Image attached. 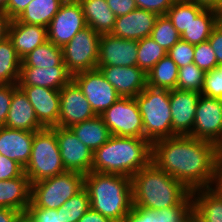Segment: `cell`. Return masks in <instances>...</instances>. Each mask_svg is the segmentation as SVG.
Wrapping results in <instances>:
<instances>
[{
	"mask_svg": "<svg viewBox=\"0 0 222 222\" xmlns=\"http://www.w3.org/2000/svg\"><path fill=\"white\" fill-rule=\"evenodd\" d=\"M167 55L179 68L193 63L194 45L180 39L168 52Z\"/></svg>",
	"mask_w": 222,
	"mask_h": 222,
	"instance_id": "60d3db41",
	"label": "cell"
},
{
	"mask_svg": "<svg viewBox=\"0 0 222 222\" xmlns=\"http://www.w3.org/2000/svg\"><path fill=\"white\" fill-rule=\"evenodd\" d=\"M133 206L159 210L182 204L191 191L152 161L131 177Z\"/></svg>",
	"mask_w": 222,
	"mask_h": 222,
	"instance_id": "7a4b0ae2",
	"label": "cell"
},
{
	"mask_svg": "<svg viewBox=\"0 0 222 222\" xmlns=\"http://www.w3.org/2000/svg\"><path fill=\"white\" fill-rule=\"evenodd\" d=\"M10 22V17L6 13L0 11V42L8 37Z\"/></svg>",
	"mask_w": 222,
	"mask_h": 222,
	"instance_id": "db71d44e",
	"label": "cell"
},
{
	"mask_svg": "<svg viewBox=\"0 0 222 222\" xmlns=\"http://www.w3.org/2000/svg\"><path fill=\"white\" fill-rule=\"evenodd\" d=\"M31 184L23 173L20 177L0 180V208H11L22 212L30 204Z\"/></svg>",
	"mask_w": 222,
	"mask_h": 222,
	"instance_id": "cb8c5ba5",
	"label": "cell"
},
{
	"mask_svg": "<svg viewBox=\"0 0 222 222\" xmlns=\"http://www.w3.org/2000/svg\"><path fill=\"white\" fill-rule=\"evenodd\" d=\"M77 222H114L90 208Z\"/></svg>",
	"mask_w": 222,
	"mask_h": 222,
	"instance_id": "f5cc1de1",
	"label": "cell"
},
{
	"mask_svg": "<svg viewBox=\"0 0 222 222\" xmlns=\"http://www.w3.org/2000/svg\"><path fill=\"white\" fill-rule=\"evenodd\" d=\"M205 9H213L219 14V0H188Z\"/></svg>",
	"mask_w": 222,
	"mask_h": 222,
	"instance_id": "11a10c76",
	"label": "cell"
},
{
	"mask_svg": "<svg viewBox=\"0 0 222 222\" xmlns=\"http://www.w3.org/2000/svg\"><path fill=\"white\" fill-rule=\"evenodd\" d=\"M152 144L144 138L112 135L93 152L92 172L132 177L151 162Z\"/></svg>",
	"mask_w": 222,
	"mask_h": 222,
	"instance_id": "3957f363",
	"label": "cell"
},
{
	"mask_svg": "<svg viewBox=\"0 0 222 222\" xmlns=\"http://www.w3.org/2000/svg\"><path fill=\"white\" fill-rule=\"evenodd\" d=\"M101 117L111 135L144 138L143 120L135 98H119Z\"/></svg>",
	"mask_w": 222,
	"mask_h": 222,
	"instance_id": "9c48e42d",
	"label": "cell"
},
{
	"mask_svg": "<svg viewBox=\"0 0 222 222\" xmlns=\"http://www.w3.org/2000/svg\"><path fill=\"white\" fill-rule=\"evenodd\" d=\"M8 0H0V11L6 13V5Z\"/></svg>",
	"mask_w": 222,
	"mask_h": 222,
	"instance_id": "9f6ffc18",
	"label": "cell"
},
{
	"mask_svg": "<svg viewBox=\"0 0 222 222\" xmlns=\"http://www.w3.org/2000/svg\"><path fill=\"white\" fill-rule=\"evenodd\" d=\"M137 67L148 73L167 51L159 46L150 36L137 41Z\"/></svg>",
	"mask_w": 222,
	"mask_h": 222,
	"instance_id": "836d02e7",
	"label": "cell"
},
{
	"mask_svg": "<svg viewBox=\"0 0 222 222\" xmlns=\"http://www.w3.org/2000/svg\"><path fill=\"white\" fill-rule=\"evenodd\" d=\"M56 138L66 171L86 175L91 171L93 151L69 129L56 126Z\"/></svg>",
	"mask_w": 222,
	"mask_h": 222,
	"instance_id": "4fadbf2b",
	"label": "cell"
},
{
	"mask_svg": "<svg viewBox=\"0 0 222 222\" xmlns=\"http://www.w3.org/2000/svg\"><path fill=\"white\" fill-rule=\"evenodd\" d=\"M63 2L64 0H32L16 19L47 28Z\"/></svg>",
	"mask_w": 222,
	"mask_h": 222,
	"instance_id": "83f0119b",
	"label": "cell"
},
{
	"mask_svg": "<svg viewBox=\"0 0 222 222\" xmlns=\"http://www.w3.org/2000/svg\"><path fill=\"white\" fill-rule=\"evenodd\" d=\"M205 72L194 63L179 68L177 89L201 93Z\"/></svg>",
	"mask_w": 222,
	"mask_h": 222,
	"instance_id": "8d00e7d4",
	"label": "cell"
},
{
	"mask_svg": "<svg viewBox=\"0 0 222 222\" xmlns=\"http://www.w3.org/2000/svg\"><path fill=\"white\" fill-rule=\"evenodd\" d=\"M158 222H192L193 204L190 195L182 204L156 210Z\"/></svg>",
	"mask_w": 222,
	"mask_h": 222,
	"instance_id": "74e56055",
	"label": "cell"
},
{
	"mask_svg": "<svg viewBox=\"0 0 222 222\" xmlns=\"http://www.w3.org/2000/svg\"><path fill=\"white\" fill-rule=\"evenodd\" d=\"M87 26L100 34L111 33L117 16L106 0H78Z\"/></svg>",
	"mask_w": 222,
	"mask_h": 222,
	"instance_id": "484cf974",
	"label": "cell"
},
{
	"mask_svg": "<svg viewBox=\"0 0 222 222\" xmlns=\"http://www.w3.org/2000/svg\"><path fill=\"white\" fill-rule=\"evenodd\" d=\"M85 27L87 23L78 0L64 1L47 27V40L63 47Z\"/></svg>",
	"mask_w": 222,
	"mask_h": 222,
	"instance_id": "30bf717a",
	"label": "cell"
},
{
	"mask_svg": "<svg viewBox=\"0 0 222 222\" xmlns=\"http://www.w3.org/2000/svg\"><path fill=\"white\" fill-rule=\"evenodd\" d=\"M58 65H65L62 47L46 41L22 59L21 67L51 68Z\"/></svg>",
	"mask_w": 222,
	"mask_h": 222,
	"instance_id": "1f68e13d",
	"label": "cell"
},
{
	"mask_svg": "<svg viewBox=\"0 0 222 222\" xmlns=\"http://www.w3.org/2000/svg\"><path fill=\"white\" fill-rule=\"evenodd\" d=\"M179 67L168 56H164L147 73L148 86L160 89H177Z\"/></svg>",
	"mask_w": 222,
	"mask_h": 222,
	"instance_id": "f546056e",
	"label": "cell"
},
{
	"mask_svg": "<svg viewBox=\"0 0 222 222\" xmlns=\"http://www.w3.org/2000/svg\"><path fill=\"white\" fill-rule=\"evenodd\" d=\"M32 0H8L6 14L11 20L16 19Z\"/></svg>",
	"mask_w": 222,
	"mask_h": 222,
	"instance_id": "681fc988",
	"label": "cell"
},
{
	"mask_svg": "<svg viewBox=\"0 0 222 222\" xmlns=\"http://www.w3.org/2000/svg\"><path fill=\"white\" fill-rule=\"evenodd\" d=\"M217 159V145L189 135H176L152 143L151 161L190 191L209 188Z\"/></svg>",
	"mask_w": 222,
	"mask_h": 222,
	"instance_id": "6da1fadb",
	"label": "cell"
},
{
	"mask_svg": "<svg viewBox=\"0 0 222 222\" xmlns=\"http://www.w3.org/2000/svg\"><path fill=\"white\" fill-rule=\"evenodd\" d=\"M220 19L215 10L204 9L181 34V39L193 45L207 41Z\"/></svg>",
	"mask_w": 222,
	"mask_h": 222,
	"instance_id": "f1b7e54d",
	"label": "cell"
},
{
	"mask_svg": "<svg viewBox=\"0 0 222 222\" xmlns=\"http://www.w3.org/2000/svg\"><path fill=\"white\" fill-rule=\"evenodd\" d=\"M138 44L135 40L101 34L97 66H137Z\"/></svg>",
	"mask_w": 222,
	"mask_h": 222,
	"instance_id": "9a60e30c",
	"label": "cell"
},
{
	"mask_svg": "<svg viewBox=\"0 0 222 222\" xmlns=\"http://www.w3.org/2000/svg\"><path fill=\"white\" fill-rule=\"evenodd\" d=\"M82 173L65 171L61 174L31 184L28 207L58 209L69 198L84 188Z\"/></svg>",
	"mask_w": 222,
	"mask_h": 222,
	"instance_id": "52a82bcc",
	"label": "cell"
},
{
	"mask_svg": "<svg viewBox=\"0 0 222 222\" xmlns=\"http://www.w3.org/2000/svg\"><path fill=\"white\" fill-rule=\"evenodd\" d=\"M90 207L114 222H123L133 206L131 178L90 171L84 177Z\"/></svg>",
	"mask_w": 222,
	"mask_h": 222,
	"instance_id": "277c9868",
	"label": "cell"
},
{
	"mask_svg": "<svg viewBox=\"0 0 222 222\" xmlns=\"http://www.w3.org/2000/svg\"><path fill=\"white\" fill-rule=\"evenodd\" d=\"M209 189L217 196L222 197V161L219 158L215 164L213 178Z\"/></svg>",
	"mask_w": 222,
	"mask_h": 222,
	"instance_id": "f907efd6",
	"label": "cell"
},
{
	"mask_svg": "<svg viewBox=\"0 0 222 222\" xmlns=\"http://www.w3.org/2000/svg\"><path fill=\"white\" fill-rule=\"evenodd\" d=\"M13 95V84H0V127L5 126Z\"/></svg>",
	"mask_w": 222,
	"mask_h": 222,
	"instance_id": "bcb514c9",
	"label": "cell"
},
{
	"mask_svg": "<svg viewBox=\"0 0 222 222\" xmlns=\"http://www.w3.org/2000/svg\"><path fill=\"white\" fill-rule=\"evenodd\" d=\"M218 156H222V141L217 145Z\"/></svg>",
	"mask_w": 222,
	"mask_h": 222,
	"instance_id": "6f0895ef",
	"label": "cell"
},
{
	"mask_svg": "<svg viewBox=\"0 0 222 222\" xmlns=\"http://www.w3.org/2000/svg\"><path fill=\"white\" fill-rule=\"evenodd\" d=\"M177 0H135L137 8L147 10L156 15H166L169 8Z\"/></svg>",
	"mask_w": 222,
	"mask_h": 222,
	"instance_id": "ee69618b",
	"label": "cell"
},
{
	"mask_svg": "<svg viewBox=\"0 0 222 222\" xmlns=\"http://www.w3.org/2000/svg\"><path fill=\"white\" fill-rule=\"evenodd\" d=\"M22 59L7 37L0 42V84H18Z\"/></svg>",
	"mask_w": 222,
	"mask_h": 222,
	"instance_id": "4dcf8cb0",
	"label": "cell"
},
{
	"mask_svg": "<svg viewBox=\"0 0 222 222\" xmlns=\"http://www.w3.org/2000/svg\"><path fill=\"white\" fill-rule=\"evenodd\" d=\"M24 214L11 208H0V222H17Z\"/></svg>",
	"mask_w": 222,
	"mask_h": 222,
	"instance_id": "816d5d0a",
	"label": "cell"
},
{
	"mask_svg": "<svg viewBox=\"0 0 222 222\" xmlns=\"http://www.w3.org/2000/svg\"><path fill=\"white\" fill-rule=\"evenodd\" d=\"M8 38L12 41L18 56L23 59L36 47L43 45L47 40V28L11 20Z\"/></svg>",
	"mask_w": 222,
	"mask_h": 222,
	"instance_id": "7402d4cb",
	"label": "cell"
},
{
	"mask_svg": "<svg viewBox=\"0 0 222 222\" xmlns=\"http://www.w3.org/2000/svg\"><path fill=\"white\" fill-rule=\"evenodd\" d=\"M112 12L117 16H123L137 8L135 0H106Z\"/></svg>",
	"mask_w": 222,
	"mask_h": 222,
	"instance_id": "c3c4849f",
	"label": "cell"
},
{
	"mask_svg": "<svg viewBox=\"0 0 222 222\" xmlns=\"http://www.w3.org/2000/svg\"><path fill=\"white\" fill-rule=\"evenodd\" d=\"M24 216L29 222H63L61 218V207L57 210L41 207H28Z\"/></svg>",
	"mask_w": 222,
	"mask_h": 222,
	"instance_id": "b9f144b4",
	"label": "cell"
},
{
	"mask_svg": "<svg viewBox=\"0 0 222 222\" xmlns=\"http://www.w3.org/2000/svg\"><path fill=\"white\" fill-rule=\"evenodd\" d=\"M65 171L56 138V126L34 132L31 157L24 168L30 184Z\"/></svg>",
	"mask_w": 222,
	"mask_h": 222,
	"instance_id": "8992f818",
	"label": "cell"
},
{
	"mask_svg": "<svg viewBox=\"0 0 222 222\" xmlns=\"http://www.w3.org/2000/svg\"><path fill=\"white\" fill-rule=\"evenodd\" d=\"M34 132L0 127V154L15 160L23 168L31 157Z\"/></svg>",
	"mask_w": 222,
	"mask_h": 222,
	"instance_id": "44dd1931",
	"label": "cell"
},
{
	"mask_svg": "<svg viewBox=\"0 0 222 222\" xmlns=\"http://www.w3.org/2000/svg\"><path fill=\"white\" fill-rule=\"evenodd\" d=\"M189 136L215 145L222 141V99L200 95Z\"/></svg>",
	"mask_w": 222,
	"mask_h": 222,
	"instance_id": "8fae6325",
	"label": "cell"
},
{
	"mask_svg": "<svg viewBox=\"0 0 222 222\" xmlns=\"http://www.w3.org/2000/svg\"><path fill=\"white\" fill-rule=\"evenodd\" d=\"M219 15L222 18V0H219Z\"/></svg>",
	"mask_w": 222,
	"mask_h": 222,
	"instance_id": "680465c9",
	"label": "cell"
},
{
	"mask_svg": "<svg viewBox=\"0 0 222 222\" xmlns=\"http://www.w3.org/2000/svg\"><path fill=\"white\" fill-rule=\"evenodd\" d=\"M90 208L89 194L83 188L61 206L62 221L77 222Z\"/></svg>",
	"mask_w": 222,
	"mask_h": 222,
	"instance_id": "d590c367",
	"label": "cell"
},
{
	"mask_svg": "<svg viewBox=\"0 0 222 222\" xmlns=\"http://www.w3.org/2000/svg\"><path fill=\"white\" fill-rule=\"evenodd\" d=\"M23 173L24 168L19 163L0 154V180L20 177Z\"/></svg>",
	"mask_w": 222,
	"mask_h": 222,
	"instance_id": "7bdbcfd3",
	"label": "cell"
},
{
	"mask_svg": "<svg viewBox=\"0 0 222 222\" xmlns=\"http://www.w3.org/2000/svg\"><path fill=\"white\" fill-rule=\"evenodd\" d=\"M200 94L222 99V66H217L205 73L204 84Z\"/></svg>",
	"mask_w": 222,
	"mask_h": 222,
	"instance_id": "ab89813d",
	"label": "cell"
},
{
	"mask_svg": "<svg viewBox=\"0 0 222 222\" xmlns=\"http://www.w3.org/2000/svg\"><path fill=\"white\" fill-rule=\"evenodd\" d=\"M96 116L82 90L73 79L60 89L59 127L70 128Z\"/></svg>",
	"mask_w": 222,
	"mask_h": 222,
	"instance_id": "5bb4252c",
	"label": "cell"
},
{
	"mask_svg": "<svg viewBox=\"0 0 222 222\" xmlns=\"http://www.w3.org/2000/svg\"><path fill=\"white\" fill-rule=\"evenodd\" d=\"M17 222H29V220L23 215Z\"/></svg>",
	"mask_w": 222,
	"mask_h": 222,
	"instance_id": "91938a15",
	"label": "cell"
},
{
	"mask_svg": "<svg viewBox=\"0 0 222 222\" xmlns=\"http://www.w3.org/2000/svg\"><path fill=\"white\" fill-rule=\"evenodd\" d=\"M100 36L87 26L62 47L63 61L72 76L97 69Z\"/></svg>",
	"mask_w": 222,
	"mask_h": 222,
	"instance_id": "ba28073f",
	"label": "cell"
},
{
	"mask_svg": "<svg viewBox=\"0 0 222 222\" xmlns=\"http://www.w3.org/2000/svg\"><path fill=\"white\" fill-rule=\"evenodd\" d=\"M123 222H158L156 210L132 206Z\"/></svg>",
	"mask_w": 222,
	"mask_h": 222,
	"instance_id": "f6af8a7d",
	"label": "cell"
},
{
	"mask_svg": "<svg viewBox=\"0 0 222 222\" xmlns=\"http://www.w3.org/2000/svg\"><path fill=\"white\" fill-rule=\"evenodd\" d=\"M204 9L202 6L188 0H177L169 8L166 15L181 35L192 20H195Z\"/></svg>",
	"mask_w": 222,
	"mask_h": 222,
	"instance_id": "d6a6232c",
	"label": "cell"
},
{
	"mask_svg": "<svg viewBox=\"0 0 222 222\" xmlns=\"http://www.w3.org/2000/svg\"><path fill=\"white\" fill-rule=\"evenodd\" d=\"M5 127L30 132H37L44 129L39 123L35 110L28 100L27 95L18 84H13V95L5 121Z\"/></svg>",
	"mask_w": 222,
	"mask_h": 222,
	"instance_id": "ffe728a7",
	"label": "cell"
},
{
	"mask_svg": "<svg viewBox=\"0 0 222 222\" xmlns=\"http://www.w3.org/2000/svg\"><path fill=\"white\" fill-rule=\"evenodd\" d=\"M150 37L167 52L181 39L167 15H159Z\"/></svg>",
	"mask_w": 222,
	"mask_h": 222,
	"instance_id": "e575fe53",
	"label": "cell"
},
{
	"mask_svg": "<svg viewBox=\"0 0 222 222\" xmlns=\"http://www.w3.org/2000/svg\"><path fill=\"white\" fill-rule=\"evenodd\" d=\"M200 93L170 90L172 131L175 135H190L195 120V112Z\"/></svg>",
	"mask_w": 222,
	"mask_h": 222,
	"instance_id": "ac0fdd59",
	"label": "cell"
},
{
	"mask_svg": "<svg viewBox=\"0 0 222 222\" xmlns=\"http://www.w3.org/2000/svg\"><path fill=\"white\" fill-rule=\"evenodd\" d=\"M69 129L93 152L112 136L101 116L73 125Z\"/></svg>",
	"mask_w": 222,
	"mask_h": 222,
	"instance_id": "4316f807",
	"label": "cell"
},
{
	"mask_svg": "<svg viewBox=\"0 0 222 222\" xmlns=\"http://www.w3.org/2000/svg\"><path fill=\"white\" fill-rule=\"evenodd\" d=\"M72 75L65 65L55 67H21L18 86H39L60 90L70 80Z\"/></svg>",
	"mask_w": 222,
	"mask_h": 222,
	"instance_id": "603a6c76",
	"label": "cell"
},
{
	"mask_svg": "<svg viewBox=\"0 0 222 222\" xmlns=\"http://www.w3.org/2000/svg\"><path fill=\"white\" fill-rule=\"evenodd\" d=\"M135 100L143 120L144 139L152 144L176 136L172 131L170 90L147 86Z\"/></svg>",
	"mask_w": 222,
	"mask_h": 222,
	"instance_id": "5b68a950",
	"label": "cell"
},
{
	"mask_svg": "<svg viewBox=\"0 0 222 222\" xmlns=\"http://www.w3.org/2000/svg\"><path fill=\"white\" fill-rule=\"evenodd\" d=\"M158 15L136 8L130 13L116 18L111 34L127 40L139 41L149 37Z\"/></svg>",
	"mask_w": 222,
	"mask_h": 222,
	"instance_id": "d6986e66",
	"label": "cell"
},
{
	"mask_svg": "<svg viewBox=\"0 0 222 222\" xmlns=\"http://www.w3.org/2000/svg\"><path fill=\"white\" fill-rule=\"evenodd\" d=\"M72 79L78 84L97 116H101L121 98L99 69L77 73Z\"/></svg>",
	"mask_w": 222,
	"mask_h": 222,
	"instance_id": "7c38bea8",
	"label": "cell"
},
{
	"mask_svg": "<svg viewBox=\"0 0 222 222\" xmlns=\"http://www.w3.org/2000/svg\"><path fill=\"white\" fill-rule=\"evenodd\" d=\"M194 222H222V197L209 188L191 191Z\"/></svg>",
	"mask_w": 222,
	"mask_h": 222,
	"instance_id": "d4e9b609",
	"label": "cell"
},
{
	"mask_svg": "<svg viewBox=\"0 0 222 222\" xmlns=\"http://www.w3.org/2000/svg\"><path fill=\"white\" fill-rule=\"evenodd\" d=\"M208 41L215 52L218 66H222V18L213 28Z\"/></svg>",
	"mask_w": 222,
	"mask_h": 222,
	"instance_id": "7dc6e473",
	"label": "cell"
},
{
	"mask_svg": "<svg viewBox=\"0 0 222 222\" xmlns=\"http://www.w3.org/2000/svg\"><path fill=\"white\" fill-rule=\"evenodd\" d=\"M33 106L44 128L59 126L60 90L39 86H19Z\"/></svg>",
	"mask_w": 222,
	"mask_h": 222,
	"instance_id": "e0dca14e",
	"label": "cell"
},
{
	"mask_svg": "<svg viewBox=\"0 0 222 222\" xmlns=\"http://www.w3.org/2000/svg\"><path fill=\"white\" fill-rule=\"evenodd\" d=\"M194 54L193 63L205 73L218 66L215 52L208 40L200 44H195Z\"/></svg>",
	"mask_w": 222,
	"mask_h": 222,
	"instance_id": "f35d334b",
	"label": "cell"
},
{
	"mask_svg": "<svg viewBox=\"0 0 222 222\" xmlns=\"http://www.w3.org/2000/svg\"><path fill=\"white\" fill-rule=\"evenodd\" d=\"M121 97L135 98L147 86V73L137 66H97Z\"/></svg>",
	"mask_w": 222,
	"mask_h": 222,
	"instance_id": "2e32d148",
	"label": "cell"
}]
</instances>
